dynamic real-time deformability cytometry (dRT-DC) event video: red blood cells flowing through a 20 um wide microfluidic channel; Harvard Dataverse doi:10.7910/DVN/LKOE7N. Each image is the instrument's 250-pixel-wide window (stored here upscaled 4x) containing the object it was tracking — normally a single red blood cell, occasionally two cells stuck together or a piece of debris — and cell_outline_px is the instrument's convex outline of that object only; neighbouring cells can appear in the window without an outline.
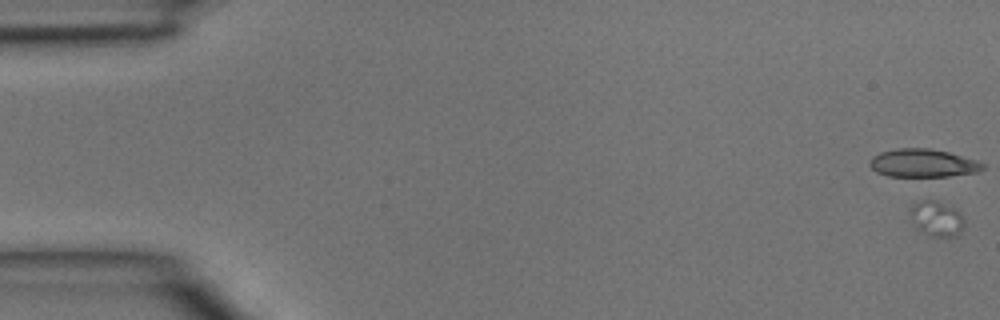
{"species": "common noctule bat (a hibernating species)", "species_latin": "Nyctalus noctula", "temperature_condition": "room temperature", "stored_images_in_passage": 6, "segment_of_instrument_passage": [1, 2], "camera_frame_rate_fps": 3000, "um_per_image_px": 0.085, "animal": {"sex": "male", "body_mass_g": 15.6}, "frame": {"image": 1, "passage_image": 1, "time_ms": 0.0, "image_size_px": [1000, 320], "cell_outline_px": [[964, 228], [956, 236], [928, 236], [916, 228], [912, 224], [912, 204], [920, 200], [936, 200], [956, 208], [960, 212], [964, 220]], "centroid_in_image_um": [79.63, 18.58], "position_along_channel_um": 5.4, "area_um2": 11.21}}